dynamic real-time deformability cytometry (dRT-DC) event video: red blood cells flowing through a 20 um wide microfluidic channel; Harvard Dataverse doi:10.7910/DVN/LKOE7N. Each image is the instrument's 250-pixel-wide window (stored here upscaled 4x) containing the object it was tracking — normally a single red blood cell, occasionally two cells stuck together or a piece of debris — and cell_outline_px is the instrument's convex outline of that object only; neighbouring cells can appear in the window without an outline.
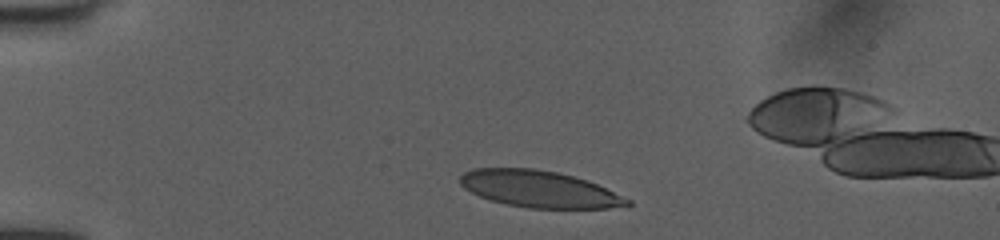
{"species": "human", "species_latin": "Homo sapiens", "temperature_condition": "room temperature", "stored_images_in_passage": 38, "camera_frame_rate_fps": 3000, "um_per_image_px": 0.085, "donor": {"sex": "female"}, "frame": {"image": 1, "passage_image": 4, "time_ms": 1.0, "image_size_px": [1000, 240], "cell_outline_px": [[632, 204], [628, 208], [528, 208], [508, 204], [492, 200], [480, 196], [464, 188], [460, 184], [460, 176], [464, 172], [472, 168], [532, 168], [556, 172], [572, 176], [596, 184], [632, 200]], "centroid_in_image_um": [45.87, 16.08], "position_along_channel_um": 39.1, "area_um2": 35.66}}
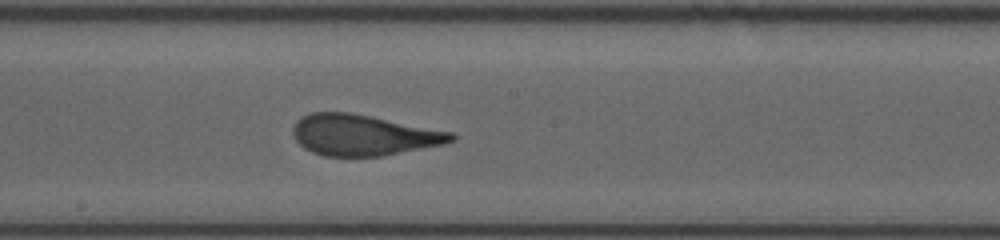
{"frame": {"image": 2, "passage_image": 21, "time_ms": 6.667, "image_size_px": [1000, 240], "cell_outline_px": [[456, 140], [444, 144], [384, 156], [324, 156], [312, 152], [304, 148], [296, 140], [292, 132], [292, 128], [296, 120], [300, 116], [312, 112], [348, 112], [452, 132], [456, 136]], "centroid_in_image_um": [30.85, 11.48], "position_along_channel_um": 217.3, "area_um2": 37.69}}
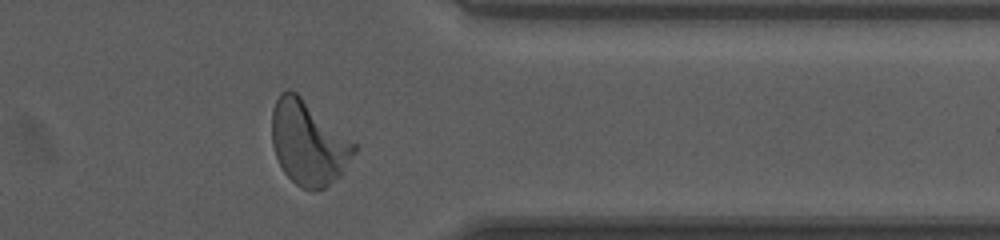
{"frame": {"image": 3, "passage_image": 34, "time_ms": 11.0, "image_size_px": [1000, 240], "cell_outline_px": [[356, 152], [340, 176], [324, 188], [300, 188], [284, 172], [276, 156], [272, 144], [272, 108], [280, 92], [288, 88], [296, 92], [356, 144]], "centroid_in_image_um": [26.19, 12.13], "position_along_channel_um": 385.2, "area_um2": 39.88}, "authors_computed_cell_mechanics": {"area_um2": 37.8301, "velocity_mm_per_s": 4.0186, "shape_relaxation_time_tau1_ms": 5.3249, "shape_relaxation_time_tau2_ms": null, "deformation_change_tau1": 0.2122, "deformation_change_tau2": null}}